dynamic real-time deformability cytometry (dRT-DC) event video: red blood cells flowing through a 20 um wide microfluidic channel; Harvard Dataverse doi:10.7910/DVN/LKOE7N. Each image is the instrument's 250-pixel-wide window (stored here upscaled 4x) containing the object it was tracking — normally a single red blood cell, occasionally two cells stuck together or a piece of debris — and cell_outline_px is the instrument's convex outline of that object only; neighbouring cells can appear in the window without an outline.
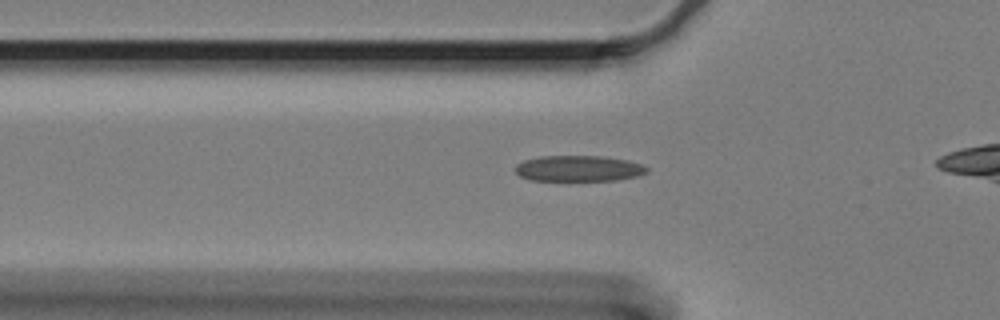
{"species": "Egyptian fruit bat (a non-hibernating species)", "species_latin": "Rousettus aegyptiacus", "temperature_condition": "cold", "stored_images_in_passage": 32, "camera_frame_rate_fps": 3000, "um_per_image_px": 0.085, "animal": {"sex": "female"}, "frame": {"image": 1, "passage_image": 2, "time_ms": 0.333, "image_size_px": [1000, 320], "cell_outline_px": [[648, 172], [636, 176], [616, 180], [528, 180], [520, 176], [516, 172], [516, 164], [524, 160], [540, 156], [600, 156], [628, 160], [640, 164], [648, 168]], "centroid_in_image_um": [49.16, 14.31], "position_along_channel_um": 76.6, "area_um2": 19.71}}
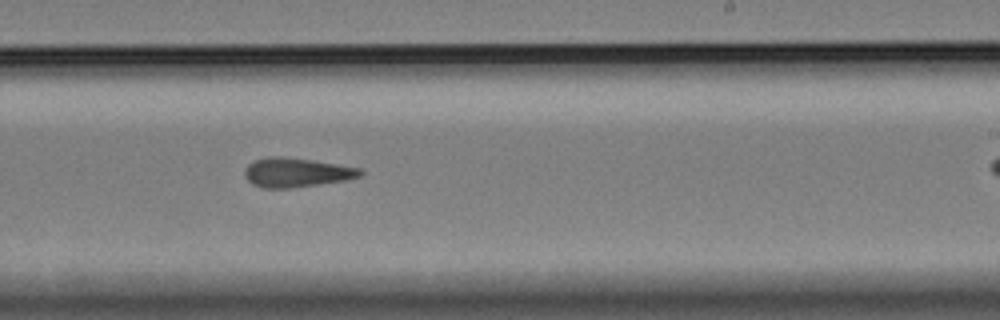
{"frame": {"image": 2, "passage_image": 19, "time_ms": 6.0, "image_size_px": [1000, 320], "cell_outline_px": [[364, 172], [360, 176], [344, 180], [288, 188], [264, 188], [252, 184], [244, 176], [244, 172], [248, 164], [256, 160], [268, 156], [280, 156], [312, 160], [360, 168]], "centroid_in_image_um": [25.16, 14.65], "position_along_channel_um": 263.8, "area_um2": 19.42}}
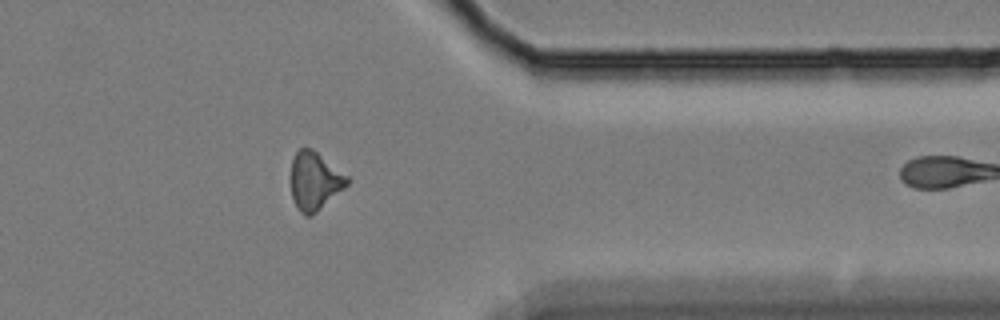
{"frame": {"image": 3, "passage_image": 31, "time_ms": 10.0, "image_size_px": [1000, 320], "cell_outline_px": [[352, 180], [344, 188], [312, 216], [304, 216], [296, 208], [292, 196], [292, 160], [296, 152], [304, 144], [312, 148], [348, 176]], "centroid_in_image_um": [26.75, 15.37], "position_along_channel_um": 384.6, "area_um2": 19.13}}